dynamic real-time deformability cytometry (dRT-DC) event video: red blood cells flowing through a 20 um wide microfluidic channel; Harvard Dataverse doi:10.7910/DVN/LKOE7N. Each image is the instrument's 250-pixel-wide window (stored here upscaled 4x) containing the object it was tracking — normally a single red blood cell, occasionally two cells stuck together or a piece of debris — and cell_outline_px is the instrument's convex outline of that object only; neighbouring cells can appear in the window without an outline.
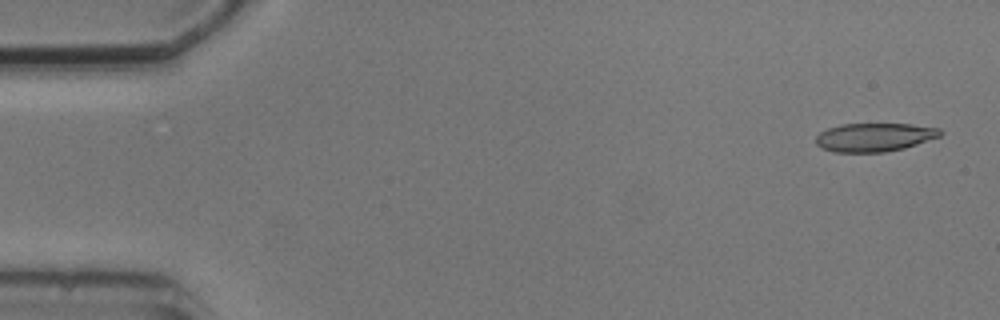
{"species": "common noctule bat (a hibernating species)", "species_latin": "Nyctalus noctula", "temperature_condition": "cold", "stored_images_in_passage": 6, "camera_frame_rate_fps": 3000, "um_per_image_px": 0.085, "animal": {"sex": "male", "body_mass_g": 20.5, "forearm_length_mm": 52.5}, "frame": {"image": 1, "passage_image": 1, "time_ms": 0.0, "image_size_px": [1000, 320], "cell_outline_px": [[944, 132], [940, 136], [904, 148], [884, 152], [832, 152], [820, 148], [816, 144], [816, 136], [820, 132], [828, 128], [840, 124], [912, 124], [940, 128]], "centroid_in_image_um": [74.3, 11.66], "position_along_channel_um": 10.7, "area_um2": 20.75}}
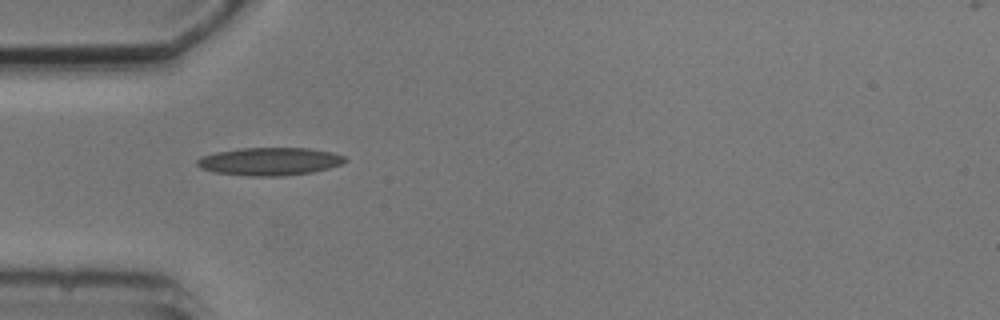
{"frame": {"image": 2, "passage_image": 5, "time_ms": 4.667, "image_size_px": [1000, 320], "cell_outline_px": [[348, 160], [340, 164], [328, 168], [312, 172], [284, 176], [248, 176], [212, 172], [200, 168], [196, 164], [196, 160], [200, 156], [216, 152], [240, 148], [308, 148], [332, 152], [344, 156]], "centroid_in_image_um": [22.88, 13.72], "position_along_channel_um": 62.1, "area_um2": 24.16}}